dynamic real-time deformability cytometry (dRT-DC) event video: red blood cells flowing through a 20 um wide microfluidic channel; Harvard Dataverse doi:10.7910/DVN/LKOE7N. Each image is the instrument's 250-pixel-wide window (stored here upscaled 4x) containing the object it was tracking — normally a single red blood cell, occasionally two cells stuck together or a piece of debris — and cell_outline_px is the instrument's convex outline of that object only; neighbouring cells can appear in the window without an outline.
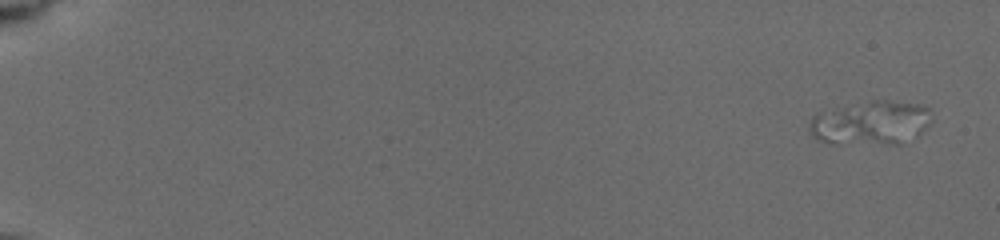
{"species": "common noctule bat (a hibernating species)", "species_latin": "Nyctalus noctula", "temperature_condition": "cold", "stored_images_in_passage": 32, "segment_of_instrument_passage": [1, 2], "camera_frame_rate_fps": 3000, "um_per_image_px": 0.085, "animal": {"sex": "female", "body_mass_g": 19.5, "forearm_length_mm": 54.1}, "frame": {"image": 1, "passage_image": 1, "time_ms": 0.0, "image_size_px": [1000, 240], "cell_outline_px": [[932, 120], [916, 136], [904, 144], [836, 144], [816, 140], [812, 136], [808, 128], [812, 116], [872, 100], [884, 100], [920, 104], [928, 108]], "centroid_in_image_um": [74.04, 10.48], "position_along_channel_um": 11.0, "area_um2": 31.04}}